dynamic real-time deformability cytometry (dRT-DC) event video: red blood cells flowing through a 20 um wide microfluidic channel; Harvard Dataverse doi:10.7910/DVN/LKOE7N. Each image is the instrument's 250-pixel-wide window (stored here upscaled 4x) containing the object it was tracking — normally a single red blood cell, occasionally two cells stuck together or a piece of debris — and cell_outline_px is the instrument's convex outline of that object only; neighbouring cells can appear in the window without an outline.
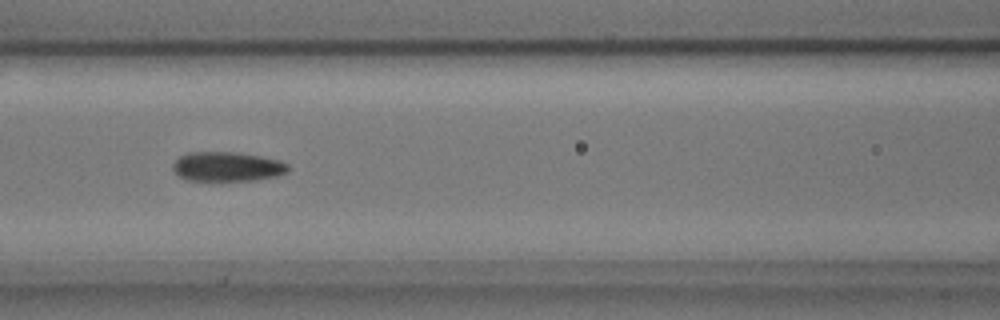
{"species": "common noctule bat (a hibernating species)", "species_latin": "Nyctalus noctula", "temperature_condition": "cold", "stored_images_in_passage": 7, "camera_frame_rate_fps": 3000, "um_per_image_px": 0.085, "animal": {"sex": "male", "body_mass_g": 17.9, "forearm_length_mm": 54.2}, "frame": {"image": 1, "passage_image": 6, "time_ms": 1.667, "image_size_px": [1000, 320], "cell_outline_px": [[288, 172], [276, 176], [256, 180], [188, 180], [180, 176], [172, 168], [172, 164], [180, 156], [188, 152], [236, 152], [260, 156], [280, 160], [288, 164]], "centroid_in_image_um": [19.33, 14.15], "position_along_channel_um": 147.3, "area_um2": 19.71}}
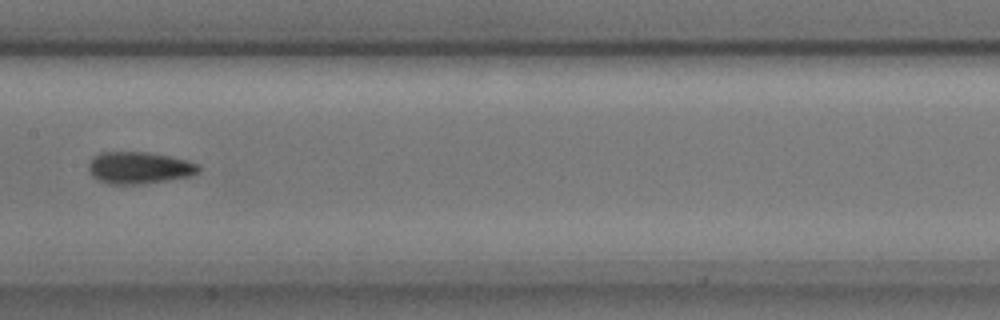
{"frame": {"image": 2, "passage_image": 7, "time_ms": 2.0, "image_size_px": [1000, 320], "cell_outline_px": [[200, 172], [192, 176], [144, 184], [108, 184], [92, 176], [88, 172], [88, 164], [92, 156], [100, 152], [148, 152], [188, 160], [200, 164]], "centroid_in_image_um": [11.84, 14.26], "position_along_channel_um": 195.6, "area_um2": 20.81}}